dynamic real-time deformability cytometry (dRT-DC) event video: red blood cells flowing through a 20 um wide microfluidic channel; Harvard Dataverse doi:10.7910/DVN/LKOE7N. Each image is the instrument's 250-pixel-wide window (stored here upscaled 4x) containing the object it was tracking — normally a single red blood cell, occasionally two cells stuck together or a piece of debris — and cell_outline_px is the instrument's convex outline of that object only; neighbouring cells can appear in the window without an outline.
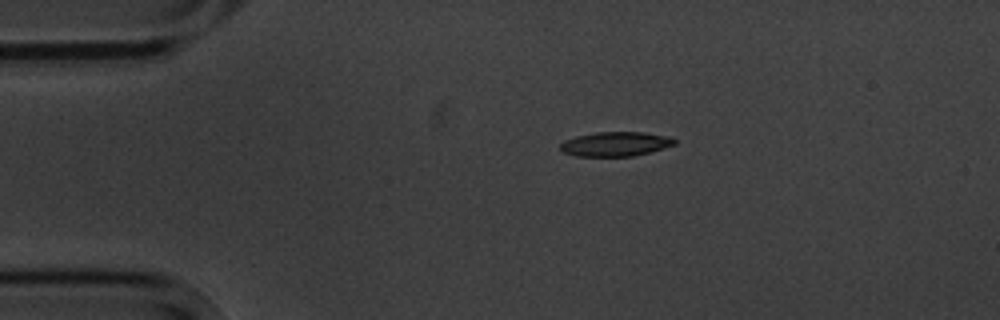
{"species": "common noctule bat (a hibernating species)", "species_latin": "Nyctalus noctula", "temperature_condition": "cold", "stored_images_in_passage": 5, "camera_frame_rate_fps": 3000, "um_per_image_px": 0.085, "animal": {"sex": "male", "body_mass_g": 20.1, "forearm_length_mm": 53.5}, "frame": {"image": 1, "passage_image": 5, "time_ms": 5.667, "image_size_px": [1000, 320], "cell_outline_px": [[676, 144], [648, 152], [632, 156], [576, 156], [564, 152], [560, 148], [560, 144], [564, 140], [576, 136], [596, 132], [644, 132], [672, 136], [676, 140]], "centroid_in_image_um": [52.33, 12.23], "position_along_channel_um": 32.7, "area_um2": 16.24}}